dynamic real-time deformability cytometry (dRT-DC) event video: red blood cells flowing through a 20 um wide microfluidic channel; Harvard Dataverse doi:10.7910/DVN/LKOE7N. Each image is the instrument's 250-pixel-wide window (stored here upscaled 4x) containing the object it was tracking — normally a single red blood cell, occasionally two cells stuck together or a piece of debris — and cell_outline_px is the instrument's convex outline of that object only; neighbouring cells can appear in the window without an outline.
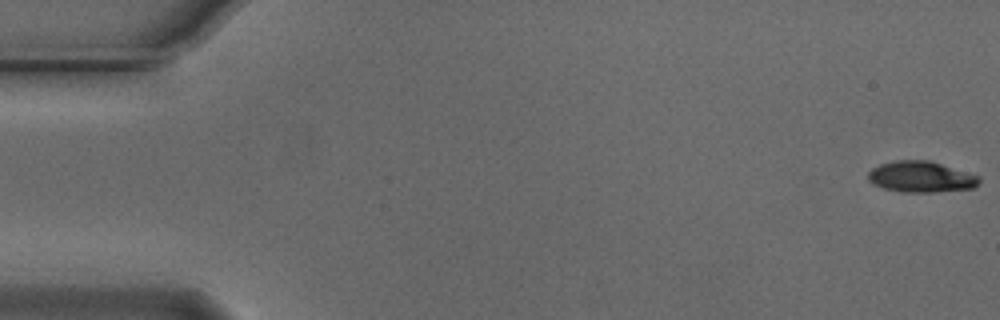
{"species": "Egyptian fruit bat (a non-hibernating species)", "species_latin": "Rousettus aegyptiacus", "temperature_condition": "cold", "stored_images_in_passage": 55, "camera_frame_rate_fps": 3000, "um_per_image_px": 0.085, "animal": {"sex": "male"}, "frame": {"image": 1, "passage_image": 1, "time_ms": 0.0, "image_size_px": [1000, 320], "cell_outline_px": [[980, 184], [976, 188], [932, 192], [900, 192], [884, 188], [872, 184], [868, 180], [868, 172], [872, 168], [880, 164], [896, 160], [928, 160], [980, 176]], "centroid_in_image_um": [78.29, 15.04], "position_along_channel_um": 6.7, "area_um2": 20.17}}
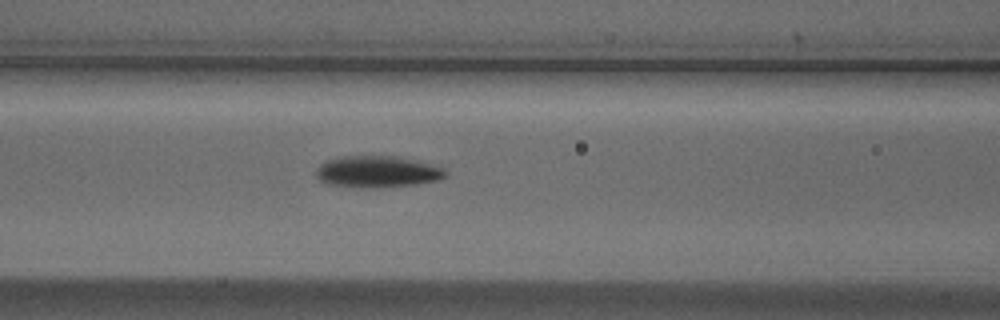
{"frame": {"image": 2, "passage_image": 23, "time_ms": 7.333, "image_size_px": [1000, 320], "cell_outline_px": [[448, 172], [444, 176], [436, 180], [412, 184], [332, 184], [320, 180], [316, 176], [316, 168], [320, 164], [328, 160], [340, 156], [396, 156], [416, 160], [444, 168]], "centroid_in_image_um": [32.08, 14.51], "position_along_channel_um": 134.5, "area_um2": 22.25}}
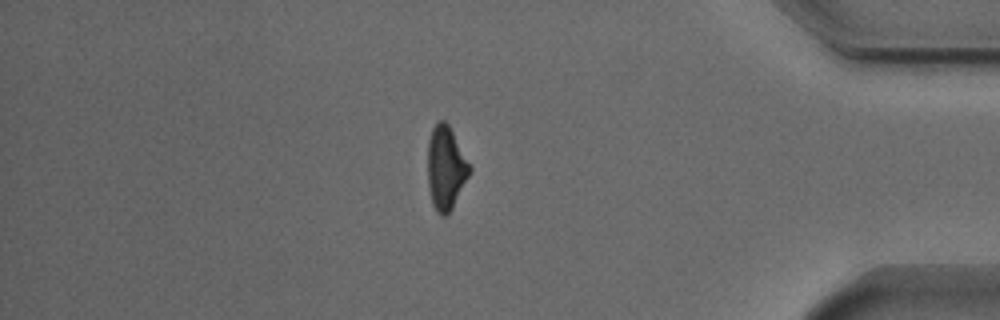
{"frame": {"image": 3, "passage_image": 47, "time_ms": 15.333, "image_size_px": [1000, 320], "cell_outline_px": [[472, 172], [452, 208], [444, 216], [440, 216], [436, 212], [432, 204], [428, 188], [428, 140], [432, 128], [440, 120], [444, 120], [448, 124], [472, 168]], "centroid_in_image_um": [37.89, 14.3], "position_along_channel_um": 397.3, "area_um2": 20.46}, "authors_computed_cell_mechanics": {"area_um2": 20.9814, "velocity_mm_per_s": 3.7425, "shape_relaxation_time_tau1_ms": 2.3886, "shape_relaxation_time_tau2_ms": 10.5265, "deformation_change_tau1": 0.1134, "deformation_change_tau2": 0.2078}}